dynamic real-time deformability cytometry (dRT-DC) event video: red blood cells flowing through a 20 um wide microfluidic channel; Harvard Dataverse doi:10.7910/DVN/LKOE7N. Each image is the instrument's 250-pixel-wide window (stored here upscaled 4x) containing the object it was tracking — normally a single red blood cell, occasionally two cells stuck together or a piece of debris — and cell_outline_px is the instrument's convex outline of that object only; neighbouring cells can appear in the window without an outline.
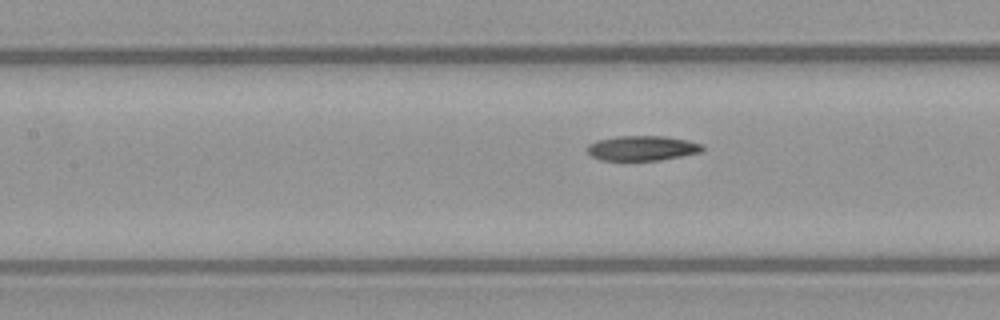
{"species": "common noctule bat (a hibernating species)", "species_latin": "Nyctalus noctula", "temperature_condition": "warm", "stored_images_in_passage": 24, "camera_frame_rate_fps": 3000, "um_per_image_px": 0.085, "animal": {"sex": "female", "body_mass_g": 21.9}, "frame": {"image": 1, "passage_image": 24, "time_ms": 7.667, "image_size_px": [1000, 320], "cell_outline_px": [[704, 152], [660, 160], [600, 160], [592, 156], [588, 152], [588, 144], [596, 140], [616, 136], [664, 136], [688, 140], [704, 144]], "centroid_in_image_um": [54.63, 12.59], "position_along_channel_um": 152.8, "area_um2": 16.88}}